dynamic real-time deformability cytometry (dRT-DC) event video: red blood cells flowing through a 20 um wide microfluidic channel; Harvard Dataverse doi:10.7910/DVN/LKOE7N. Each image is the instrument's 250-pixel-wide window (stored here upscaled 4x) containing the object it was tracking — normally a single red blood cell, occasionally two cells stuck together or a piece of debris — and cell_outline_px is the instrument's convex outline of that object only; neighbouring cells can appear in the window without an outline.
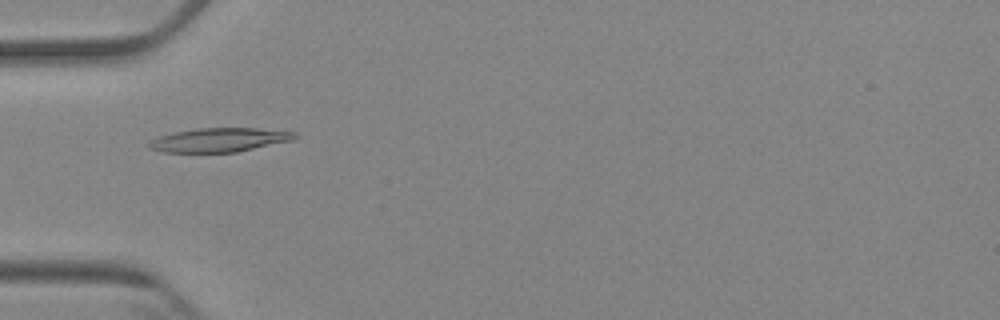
{"species": "Egyptian fruit bat (a non-hibernating species)", "species_latin": "Rousettus aegyptiacus", "temperature_condition": "cold", "stored_images_in_passage": 8, "camera_frame_rate_fps": 3000, "um_per_image_px": 0.085, "animal": {"sex": "female"}, "frame": {"image": 1, "passage_image": 6, "time_ms": 5.667, "image_size_px": [1000, 320], "cell_outline_px": [[300, 136], [292, 140], [236, 152], [164, 152], [148, 148], [148, 140], [160, 136], [176, 132], [196, 128], [256, 128], [296, 132]], "centroid_in_image_um": [18.64, 11.89], "position_along_channel_um": 66.4, "area_um2": 20.29}}
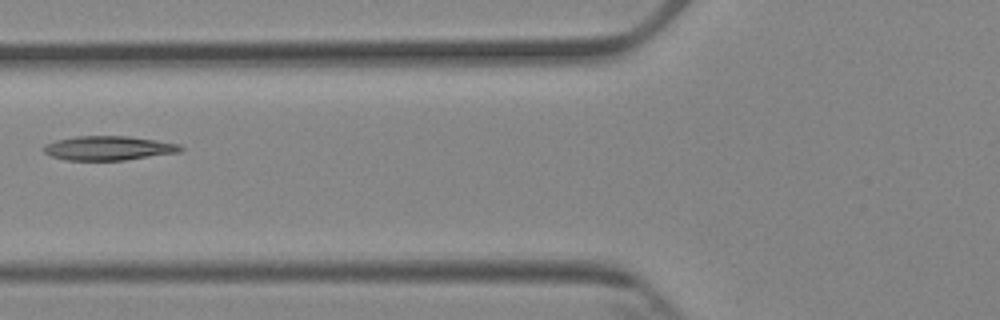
{"frame": {"image": 2, "passage_image": 7, "time_ms": 7.0, "image_size_px": [1000, 320], "cell_outline_px": [[184, 148], [180, 152], [124, 160], [64, 160], [52, 156], [44, 152], [40, 148], [44, 144], [56, 140], [76, 136], [128, 136], [156, 140], [180, 144]], "centroid_in_image_um": [9.19, 12.59], "position_along_channel_um": 116.6, "area_um2": 19.42}}
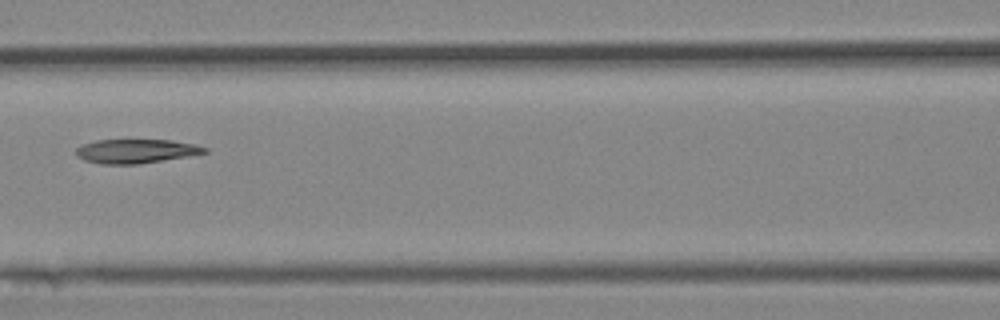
{"frame": {"image": 3, "passage_image": 8, "time_ms": 8.0, "image_size_px": [1000, 320], "cell_outline_px": [[208, 152], [188, 156], [136, 164], [100, 164], [84, 160], [76, 156], [76, 148], [84, 144], [96, 140], [172, 140], [196, 144], [208, 148]], "centroid_in_image_um": [11.56, 12.84], "position_along_channel_um": 155.0, "area_um2": 17.98}}